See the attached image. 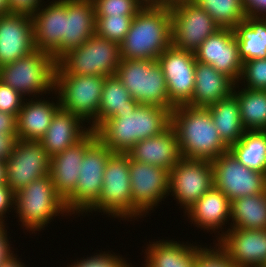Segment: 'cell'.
<instances>
[{"instance_id":"6da1fadb","label":"cell","mask_w":266,"mask_h":267,"mask_svg":"<svg viewBox=\"0 0 266 267\" xmlns=\"http://www.w3.org/2000/svg\"><path fill=\"white\" fill-rule=\"evenodd\" d=\"M171 125V110L139 104L134 111L117 112L94 131L113 153H127L136 142L159 135Z\"/></svg>"},{"instance_id":"7a4b0ae2","label":"cell","mask_w":266,"mask_h":267,"mask_svg":"<svg viewBox=\"0 0 266 267\" xmlns=\"http://www.w3.org/2000/svg\"><path fill=\"white\" fill-rule=\"evenodd\" d=\"M171 126L176 132L181 157L184 159L213 161L229 150L206 107H174L171 110Z\"/></svg>"},{"instance_id":"3957f363","label":"cell","mask_w":266,"mask_h":267,"mask_svg":"<svg viewBox=\"0 0 266 267\" xmlns=\"http://www.w3.org/2000/svg\"><path fill=\"white\" fill-rule=\"evenodd\" d=\"M171 45L169 7H143L133 18L129 31L120 43L121 59L157 60Z\"/></svg>"},{"instance_id":"277c9868","label":"cell","mask_w":266,"mask_h":267,"mask_svg":"<svg viewBox=\"0 0 266 267\" xmlns=\"http://www.w3.org/2000/svg\"><path fill=\"white\" fill-rule=\"evenodd\" d=\"M120 61V44L94 34L57 61L55 75L106 77L116 74Z\"/></svg>"},{"instance_id":"5b68a950","label":"cell","mask_w":266,"mask_h":267,"mask_svg":"<svg viewBox=\"0 0 266 267\" xmlns=\"http://www.w3.org/2000/svg\"><path fill=\"white\" fill-rule=\"evenodd\" d=\"M14 210L22 226L32 233L44 228L52 217L54 219L64 213L70 215L64 200L56 193L50 174L33 180L17 191Z\"/></svg>"},{"instance_id":"8992f818","label":"cell","mask_w":266,"mask_h":267,"mask_svg":"<svg viewBox=\"0 0 266 267\" xmlns=\"http://www.w3.org/2000/svg\"><path fill=\"white\" fill-rule=\"evenodd\" d=\"M129 155L113 153L103 174L102 190L97 201L85 212L97 211L113 217L137 218L143 214L132 204Z\"/></svg>"},{"instance_id":"52a82bcc","label":"cell","mask_w":266,"mask_h":267,"mask_svg":"<svg viewBox=\"0 0 266 267\" xmlns=\"http://www.w3.org/2000/svg\"><path fill=\"white\" fill-rule=\"evenodd\" d=\"M57 61L48 52L35 50L30 55L0 67V80L23 97L54 91ZM44 92V93H43Z\"/></svg>"},{"instance_id":"ba28073f","label":"cell","mask_w":266,"mask_h":267,"mask_svg":"<svg viewBox=\"0 0 266 267\" xmlns=\"http://www.w3.org/2000/svg\"><path fill=\"white\" fill-rule=\"evenodd\" d=\"M116 76L139 104L174 108L169 102L166 80L157 60L121 59Z\"/></svg>"},{"instance_id":"9c48e42d","label":"cell","mask_w":266,"mask_h":267,"mask_svg":"<svg viewBox=\"0 0 266 267\" xmlns=\"http://www.w3.org/2000/svg\"><path fill=\"white\" fill-rule=\"evenodd\" d=\"M104 80V76L55 75L60 107L91 125L98 117Z\"/></svg>"},{"instance_id":"30bf717a","label":"cell","mask_w":266,"mask_h":267,"mask_svg":"<svg viewBox=\"0 0 266 267\" xmlns=\"http://www.w3.org/2000/svg\"><path fill=\"white\" fill-rule=\"evenodd\" d=\"M112 154L99 139L86 150L75 190L65 201L70 214H83L97 201L102 190L105 167Z\"/></svg>"},{"instance_id":"8fae6325","label":"cell","mask_w":266,"mask_h":267,"mask_svg":"<svg viewBox=\"0 0 266 267\" xmlns=\"http://www.w3.org/2000/svg\"><path fill=\"white\" fill-rule=\"evenodd\" d=\"M171 45L194 53L202 42L221 27L193 1L170 7Z\"/></svg>"},{"instance_id":"7c38bea8","label":"cell","mask_w":266,"mask_h":267,"mask_svg":"<svg viewBox=\"0 0 266 267\" xmlns=\"http://www.w3.org/2000/svg\"><path fill=\"white\" fill-rule=\"evenodd\" d=\"M169 194L185 212L214 186L211 160L181 158L170 170Z\"/></svg>"},{"instance_id":"4fadbf2b","label":"cell","mask_w":266,"mask_h":267,"mask_svg":"<svg viewBox=\"0 0 266 267\" xmlns=\"http://www.w3.org/2000/svg\"><path fill=\"white\" fill-rule=\"evenodd\" d=\"M214 186L230 201L266 191V175L241 164L228 150L212 161Z\"/></svg>"},{"instance_id":"5bb4252c","label":"cell","mask_w":266,"mask_h":267,"mask_svg":"<svg viewBox=\"0 0 266 267\" xmlns=\"http://www.w3.org/2000/svg\"><path fill=\"white\" fill-rule=\"evenodd\" d=\"M51 157L39 141L17 140L6 160V184L16 193L50 174Z\"/></svg>"},{"instance_id":"9a60e30c","label":"cell","mask_w":266,"mask_h":267,"mask_svg":"<svg viewBox=\"0 0 266 267\" xmlns=\"http://www.w3.org/2000/svg\"><path fill=\"white\" fill-rule=\"evenodd\" d=\"M167 84L169 102L174 106L186 105L195 87L196 59L192 52L170 45L157 58Z\"/></svg>"},{"instance_id":"2e32d148","label":"cell","mask_w":266,"mask_h":267,"mask_svg":"<svg viewBox=\"0 0 266 267\" xmlns=\"http://www.w3.org/2000/svg\"><path fill=\"white\" fill-rule=\"evenodd\" d=\"M132 204L144 215L169 196L170 171L129 157Z\"/></svg>"},{"instance_id":"e0dca14e","label":"cell","mask_w":266,"mask_h":267,"mask_svg":"<svg viewBox=\"0 0 266 267\" xmlns=\"http://www.w3.org/2000/svg\"><path fill=\"white\" fill-rule=\"evenodd\" d=\"M198 62L211 65L216 71L239 82L243 62L239 56L234 29L221 28L208 36L194 52Z\"/></svg>"},{"instance_id":"ac0fdd59","label":"cell","mask_w":266,"mask_h":267,"mask_svg":"<svg viewBox=\"0 0 266 267\" xmlns=\"http://www.w3.org/2000/svg\"><path fill=\"white\" fill-rule=\"evenodd\" d=\"M218 238L217 245L237 267H266V229L229 228Z\"/></svg>"},{"instance_id":"d6986e66","label":"cell","mask_w":266,"mask_h":267,"mask_svg":"<svg viewBox=\"0 0 266 267\" xmlns=\"http://www.w3.org/2000/svg\"><path fill=\"white\" fill-rule=\"evenodd\" d=\"M35 50L32 16L21 13L0 15V67Z\"/></svg>"},{"instance_id":"ffe728a7","label":"cell","mask_w":266,"mask_h":267,"mask_svg":"<svg viewBox=\"0 0 266 267\" xmlns=\"http://www.w3.org/2000/svg\"><path fill=\"white\" fill-rule=\"evenodd\" d=\"M49 3L47 7H40L32 15L34 42L36 50L48 52L58 61L63 56L65 0Z\"/></svg>"},{"instance_id":"44dd1931","label":"cell","mask_w":266,"mask_h":267,"mask_svg":"<svg viewBox=\"0 0 266 267\" xmlns=\"http://www.w3.org/2000/svg\"><path fill=\"white\" fill-rule=\"evenodd\" d=\"M91 130L82 140L51 157L50 176L56 193L64 202L73 194L86 150L97 140Z\"/></svg>"},{"instance_id":"7402d4cb","label":"cell","mask_w":266,"mask_h":267,"mask_svg":"<svg viewBox=\"0 0 266 267\" xmlns=\"http://www.w3.org/2000/svg\"><path fill=\"white\" fill-rule=\"evenodd\" d=\"M127 154L132 160L168 171L182 158L177 135L171 125L159 135L136 142Z\"/></svg>"},{"instance_id":"603a6c76","label":"cell","mask_w":266,"mask_h":267,"mask_svg":"<svg viewBox=\"0 0 266 267\" xmlns=\"http://www.w3.org/2000/svg\"><path fill=\"white\" fill-rule=\"evenodd\" d=\"M83 122L80 117L60 107L39 142L47 154L53 157L78 143L91 131L86 125L83 128Z\"/></svg>"},{"instance_id":"cb8c5ba5","label":"cell","mask_w":266,"mask_h":267,"mask_svg":"<svg viewBox=\"0 0 266 267\" xmlns=\"http://www.w3.org/2000/svg\"><path fill=\"white\" fill-rule=\"evenodd\" d=\"M95 24L92 0H65L63 55L91 38L95 34Z\"/></svg>"},{"instance_id":"d4e9b609","label":"cell","mask_w":266,"mask_h":267,"mask_svg":"<svg viewBox=\"0 0 266 267\" xmlns=\"http://www.w3.org/2000/svg\"><path fill=\"white\" fill-rule=\"evenodd\" d=\"M235 85L231 78L216 71L211 65L197 61L193 96L186 105L207 107L231 96Z\"/></svg>"},{"instance_id":"484cf974","label":"cell","mask_w":266,"mask_h":267,"mask_svg":"<svg viewBox=\"0 0 266 267\" xmlns=\"http://www.w3.org/2000/svg\"><path fill=\"white\" fill-rule=\"evenodd\" d=\"M24 102L17 116V138L25 141H39L47 131L55 112L60 108L59 100L34 99Z\"/></svg>"},{"instance_id":"4316f807","label":"cell","mask_w":266,"mask_h":267,"mask_svg":"<svg viewBox=\"0 0 266 267\" xmlns=\"http://www.w3.org/2000/svg\"><path fill=\"white\" fill-rule=\"evenodd\" d=\"M190 217L194 225L213 232L227 223L231 217V201L215 186L208 190L195 204H193L185 215Z\"/></svg>"},{"instance_id":"83f0119b","label":"cell","mask_w":266,"mask_h":267,"mask_svg":"<svg viewBox=\"0 0 266 267\" xmlns=\"http://www.w3.org/2000/svg\"><path fill=\"white\" fill-rule=\"evenodd\" d=\"M203 247L173 240L151 242L145 253L144 267H195L197 253Z\"/></svg>"},{"instance_id":"f1b7e54d","label":"cell","mask_w":266,"mask_h":267,"mask_svg":"<svg viewBox=\"0 0 266 267\" xmlns=\"http://www.w3.org/2000/svg\"><path fill=\"white\" fill-rule=\"evenodd\" d=\"M206 108L212 116L222 141L228 147L236 144L246 132L241 120L237 98L232 94L226 99L208 105Z\"/></svg>"},{"instance_id":"f546056e","label":"cell","mask_w":266,"mask_h":267,"mask_svg":"<svg viewBox=\"0 0 266 267\" xmlns=\"http://www.w3.org/2000/svg\"><path fill=\"white\" fill-rule=\"evenodd\" d=\"M139 105L115 75L105 77L101 93L100 106L97 119L88 126L95 130L101 123L112 118L117 112L134 111Z\"/></svg>"},{"instance_id":"4dcf8cb0","label":"cell","mask_w":266,"mask_h":267,"mask_svg":"<svg viewBox=\"0 0 266 267\" xmlns=\"http://www.w3.org/2000/svg\"><path fill=\"white\" fill-rule=\"evenodd\" d=\"M234 31L242 62L266 58V18L246 16Z\"/></svg>"},{"instance_id":"1f68e13d","label":"cell","mask_w":266,"mask_h":267,"mask_svg":"<svg viewBox=\"0 0 266 267\" xmlns=\"http://www.w3.org/2000/svg\"><path fill=\"white\" fill-rule=\"evenodd\" d=\"M230 228L266 229V191L231 201Z\"/></svg>"},{"instance_id":"d6a6232c","label":"cell","mask_w":266,"mask_h":267,"mask_svg":"<svg viewBox=\"0 0 266 267\" xmlns=\"http://www.w3.org/2000/svg\"><path fill=\"white\" fill-rule=\"evenodd\" d=\"M229 151L245 167L266 175V130L246 131Z\"/></svg>"},{"instance_id":"836d02e7","label":"cell","mask_w":266,"mask_h":267,"mask_svg":"<svg viewBox=\"0 0 266 267\" xmlns=\"http://www.w3.org/2000/svg\"><path fill=\"white\" fill-rule=\"evenodd\" d=\"M235 85L233 95L239 103L242 123L246 131L266 130V90L239 88Z\"/></svg>"},{"instance_id":"e575fe53","label":"cell","mask_w":266,"mask_h":267,"mask_svg":"<svg viewBox=\"0 0 266 267\" xmlns=\"http://www.w3.org/2000/svg\"><path fill=\"white\" fill-rule=\"evenodd\" d=\"M207 11L221 28L234 29L246 18L241 0H192Z\"/></svg>"},{"instance_id":"d590c367","label":"cell","mask_w":266,"mask_h":267,"mask_svg":"<svg viewBox=\"0 0 266 267\" xmlns=\"http://www.w3.org/2000/svg\"><path fill=\"white\" fill-rule=\"evenodd\" d=\"M134 16H95V34L120 44L129 31Z\"/></svg>"},{"instance_id":"8d00e7d4","label":"cell","mask_w":266,"mask_h":267,"mask_svg":"<svg viewBox=\"0 0 266 267\" xmlns=\"http://www.w3.org/2000/svg\"><path fill=\"white\" fill-rule=\"evenodd\" d=\"M95 16L136 15L143 6L137 0H92Z\"/></svg>"},{"instance_id":"74e56055","label":"cell","mask_w":266,"mask_h":267,"mask_svg":"<svg viewBox=\"0 0 266 267\" xmlns=\"http://www.w3.org/2000/svg\"><path fill=\"white\" fill-rule=\"evenodd\" d=\"M245 88L254 90H266V58L252 59L243 62L241 77Z\"/></svg>"},{"instance_id":"f35d334b","label":"cell","mask_w":266,"mask_h":267,"mask_svg":"<svg viewBox=\"0 0 266 267\" xmlns=\"http://www.w3.org/2000/svg\"><path fill=\"white\" fill-rule=\"evenodd\" d=\"M211 249L206 246L197 253L195 267H237L217 244Z\"/></svg>"},{"instance_id":"ab89813d","label":"cell","mask_w":266,"mask_h":267,"mask_svg":"<svg viewBox=\"0 0 266 267\" xmlns=\"http://www.w3.org/2000/svg\"><path fill=\"white\" fill-rule=\"evenodd\" d=\"M87 259H80V261H75L72 265H67V267H132L127 263L121 256H116V254L99 253Z\"/></svg>"},{"instance_id":"60d3db41","label":"cell","mask_w":266,"mask_h":267,"mask_svg":"<svg viewBox=\"0 0 266 267\" xmlns=\"http://www.w3.org/2000/svg\"><path fill=\"white\" fill-rule=\"evenodd\" d=\"M24 97L0 80V111L18 116ZM23 99V100H22Z\"/></svg>"},{"instance_id":"b9f144b4","label":"cell","mask_w":266,"mask_h":267,"mask_svg":"<svg viewBox=\"0 0 266 267\" xmlns=\"http://www.w3.org/2000/svg\"><path fill=\"white\" fill-rule=\"evenodd\" d=\"M41 3L42 0H8L9 13L29 14L32 16L43 5Z\"/></svg>"},{"instance_id":"7bdbcfd3","label":"cell","mask_w":266,"mask_h":267,"mask_svg":"<svg viewBox=\"0 0 266 267\" xmlns=\"http://www.w3.org/2000/svg\"><path fill=\"white\" fill-rule=\"evenodd\" d=\"M15 192L7 185H0V225H5L3 218L6 216V212L15 208ZM5 214V215H4Z\"/></svg>"},{"instance_id":"ee69618b","label":"cell","mask_w":266,"mask_h":267,"mask_svg":"<svg viewBox=\"0 0 266 267\" xmlns=\"http://www.w3.org/2000/svg\"><path fill=\"white\" fill-rule=\"evenodd\" d=\"M245 15L252 18H266V0H241Z\"/></svg>"},{"instance_id":"f6af8a7d","label":"cell","mask_w":266,"mask_h":267,"mask_svg":"<svg viewBox=\"0 0 266 267\" xmlns=\"http://www.w3.org/2000/svg\"><path fill=\"white\" fill-rule=\"evenodd\" d=\"M17 135L0 133V161H6L12 154L17 142Z\"/></svg>"},{"instance_id":"bcb514c9","label":"cell","mask_w":266,"mask_h":267,"mask_svg":"<svg viewBox=\"0 0 266 267\" xmlns=\"http://www.w3.org/2000/svg\"><path fill=\"white\" fill-rule=\"evenodd\" d=\"M0 133L17 135V116L0 111Z\"/></svg>"},{"instance_id":"7dc6e473","label":"cell","mask_w":266,"mask_h":267,"mask_svg":"<svg viewBox=\"0 0 266 267\" xmlns=\"http://www.w3.org/2000/svg\"><path fill=\"white\" fill-rule=\"evenodd\" d=\"M7 230L4 225H0V265L13 255L9 239L7 237ZM12 252V253H11Z\"/></svg>"},{"instance_id":"c3c4849f","label":"cell","mask_w":266,"mask_h":267,"mask_svg":"<svg viewBox=\"0 0 266 267\" xmlns=\"http://www.w3.org/2000/svg\"><path fill=\"white\" fill-rule=\"evenodd\" d=\"M24 265L25 264L20 262V260L17 259L16 255L13 254L4 263H2L0 267H25Z\"/></svg>"},{"instance_id":"681fc988","label":"cell","mask_w":266,"mask_h":267,"mask_svg":"<svg viewBox=\"0 0 266 267\" xmlns=\"http://www.w3.org/2000/svg\"><path fill=\"white\" fill-rule=\"evenodd\" d=\"M192 0H159V7H173L177 4L190 2Z\"/></svg>"},{"instance_id":"f907efd6","label":"cell","mask_w":266,"mask_h":267,"mask_svg":"<svg viewBox=\"0 0 266 267\" xmlns=\"http://www.w3.org/2000/svg\"><path fill=\"white\" fill-rule=\"evenodd\" d=\"M6 184V161H0V185Z\"/></svg>"},{"instance_id":"816d5d0a","label":"cell","mask_w":266,"mask_h":267,"mask_svg":"<svg viewBox=\"0 0 266 267\" xmlns=\"http://www.w3.org/2000/svg\"><path fill=\"white\" fill-rule=\"evenodd\" d=\"M143 7H159V0H137Z\"/></svg>"},{"instance_id":"f5cc1de1","label":"cell","mask_w":266,"mask_h":267,"mask_svg":"<svg viewBox=\"0 0 266 267\" xmlns=\"http://www.w3.org/2000/svg\"><path fill=\"white\" fill-rule=\"evenodd\" d=\"M9 13L8 0H0V15Z\"/></svg>"}]
</instances>
